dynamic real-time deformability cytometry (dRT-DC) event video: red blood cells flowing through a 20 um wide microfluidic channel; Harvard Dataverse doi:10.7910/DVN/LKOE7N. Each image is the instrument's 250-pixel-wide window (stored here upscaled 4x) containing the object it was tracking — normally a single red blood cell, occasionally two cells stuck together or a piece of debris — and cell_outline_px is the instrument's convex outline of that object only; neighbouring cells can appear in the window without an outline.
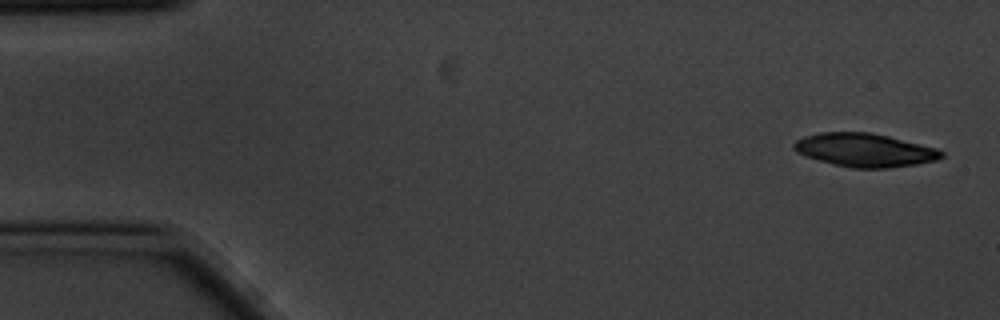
{"species": "common noctule bat (a hibernating species)", "species_latin": "Nyctalus noctula", "temperature_condition": "cold", "stored_images_in_passage": 5, "camera_frame_rate_fps": 3000, "um_per_image_px": 0.085, "animal": {"sex": "male", "body_mass_g": 20.1, "forearm_length_mm": 53.5}, "frame": {"image": 1, "passage_image": 1, "time_ms": 0.0, "image_size_px": [1000, 320], "cell_outline_px": [[944, 156], [936, 160], [916, 164], [888, 168], [852, 168], [832, 164], [804, 156], [796, 152], [792, 148], [792, 144], [796, 140], [804, 136], [820, 132], [868, 132], [888, 136], [936, 148], [944, 152]], "centroid_in_image_um": [73.45, 12.76], "position_along_channel_um": 11.5, "area_um2": 28.78}}